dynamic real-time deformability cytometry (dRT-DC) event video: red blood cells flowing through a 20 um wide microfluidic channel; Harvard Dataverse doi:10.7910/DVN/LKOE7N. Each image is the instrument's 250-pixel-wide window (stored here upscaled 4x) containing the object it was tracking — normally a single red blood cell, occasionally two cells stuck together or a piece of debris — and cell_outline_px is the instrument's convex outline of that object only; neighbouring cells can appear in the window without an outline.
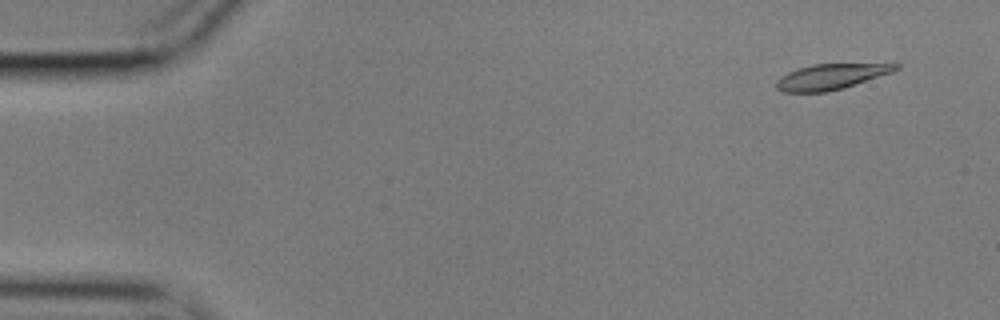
{"species": "common noctule bat (a hibernating species)", "species_latin": "Nyctalus noctula", "temperature_condition": "cold", "stored_images_in_passage": 56, "camera_frame_rate_fps": 3000, "um_per_image_px": 0.085, "animal": {"sex": "male", "body_mass_g": 17.9}, "frame": {"image": 1, "passage_image": 4, "time_ms": 1.0, "image_size_px": [1000, 320], "cell_outline_px": [[900, 68], [892, 72], [844, 88], [828, 92], [784, 92], [776, 88], [776, 80], [780, 76], [788, 72], [812, 64], [900, 64]], "centroid_in_image_um": [70.61, 6.52], "position_along_channel_um": 14.4, "area_um2": 17.63}}
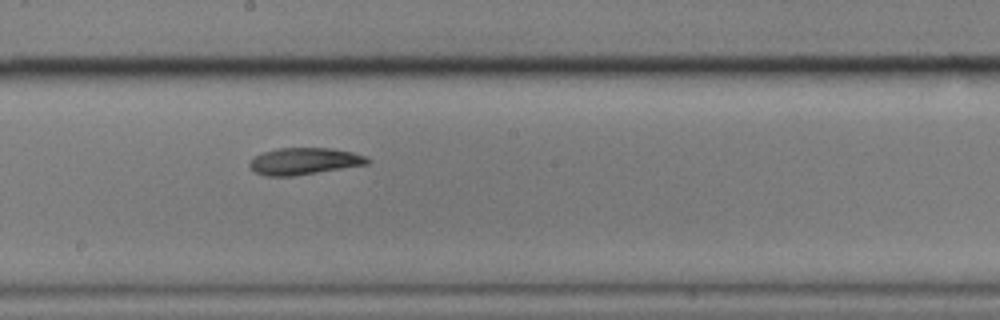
{"frame": {"image": 2, "passage_image": 31, "time_ms": 10.0, "image_size_px": [1000, 320], "cell_outline_px": [[372, 160], [368, 164], [296, 176], [268, 176], [256, 172], [248, 164], [256, 156], [264, 152], [280, 148], [332, 148], [352, 152], [368, 156]], "centroid_in_image_um": [25.93, 13.7], "position_along_channel_um": 222.3, "area_um2": 18.38}}
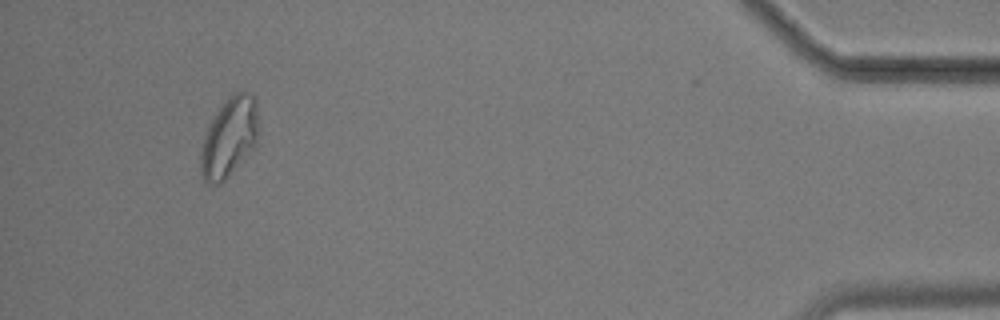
{"frame": {"image": 3, "passage_image": 53, "time_ms": 17.333, "image_size_px": [1000, 320], "cell_outline_px": [[260, 132], [256, 148], [220, 184], [212, 188], [204, 184], [200, 176], [200, 152], [204, 136], [220, 104], [232, 92], [248, 92], [256, 100]], "centroid_in_image_um": [19.49, 11.73], "position_along_channel_um": 415.7, "area_um2": 27.86}, "authors_computed_cell_mechanics": {"area_um2": 18.785, "velocity_mm_per_s": 3.5305, "shape_relaxation_time_tau1_ms": 10.8875, "shape_relaxation_time_tau2_ms": 9.582, "deformation_change_tau1": 0.24, "deformation_change_tau2": 0.1241}}